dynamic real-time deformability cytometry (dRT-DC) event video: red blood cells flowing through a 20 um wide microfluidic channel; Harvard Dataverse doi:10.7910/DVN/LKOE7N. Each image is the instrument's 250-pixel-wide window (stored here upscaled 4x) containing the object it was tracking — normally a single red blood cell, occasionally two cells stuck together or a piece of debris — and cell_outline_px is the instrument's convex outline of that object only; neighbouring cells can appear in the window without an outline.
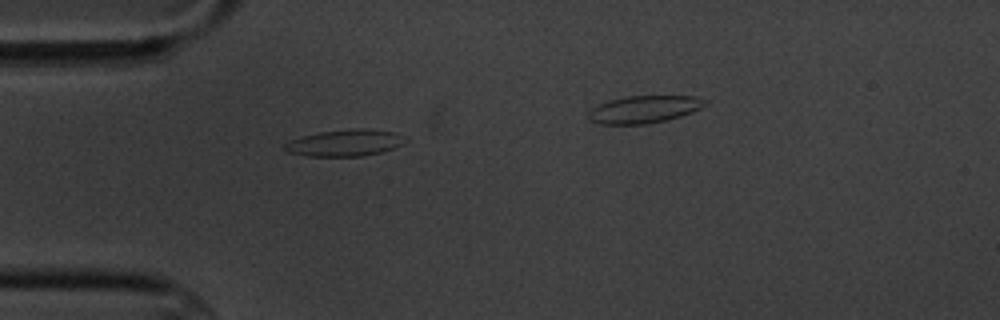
{"species": "common noctule bat (a hibernating species)", "species_latin": "Nyctalus noctula", "temperature_condition": "cold", "stored_images_in_passage": 5, "camera_frame_rate_fps": 3000, "um_per_image_px": 0.085, "animal": {"sex": "male", "body_mass_g": 20.1, "forearm_length_mm": 53.5}, "frame": {"image": 1, "passage_image": 4, "time_ms": 4.333, "image_size_px": [1000, 320], "cell_outline_px": [[408, 140], [404, 144], [380, 152], [364, 156], [308, 156], [288, 152], [284, 148], [284, 144], [292, 140], [304, 136], [320, 132], [360, 128], [364, 128], [396, 132], [404, 136]], "centroid_in_image_um": [29.38, 12.14], "position_along_channel_um": 55.6, "area_um2": 18.55}}